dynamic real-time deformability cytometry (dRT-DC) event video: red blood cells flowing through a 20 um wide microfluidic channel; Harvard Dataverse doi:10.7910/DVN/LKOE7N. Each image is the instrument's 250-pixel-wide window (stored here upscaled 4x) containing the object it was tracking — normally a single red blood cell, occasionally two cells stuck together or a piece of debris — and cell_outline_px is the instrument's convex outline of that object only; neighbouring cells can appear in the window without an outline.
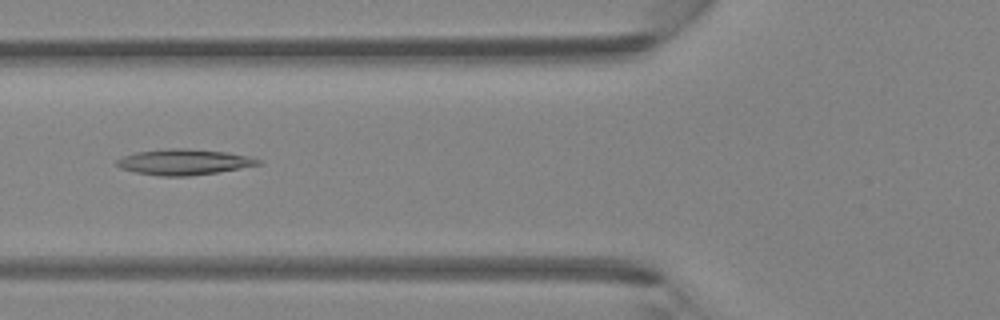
{"species": "Egyptian fruit bat (a non-hibernating species)", "species_latin": "Rousettus aegyptiacus", "temperature_condition": "room temperature", "stored_images_in_passage": 32, "camera_frame_rate_fps": 3000, "um_per_image_px": 0.085, "animal": {"sex": "female"}, "frame": {"image": 1, "passage_image": 4, "time_ms": 1.0, "image_size_px": [1000, 320], "cell_outline_px": [[264, 164], [216, 172], [188, 176], [160, 176], [132, 172], [120, 168], [112, 164], [116, 160], [124, 156], [136, 152], [168, 148], [188, 148], [224, 152], [248, 156], [264, 160]], "centroid_in_image_um": [15.61, 13.77], "position_along_channel_um": 110.2, "area_um2": 21.39}}
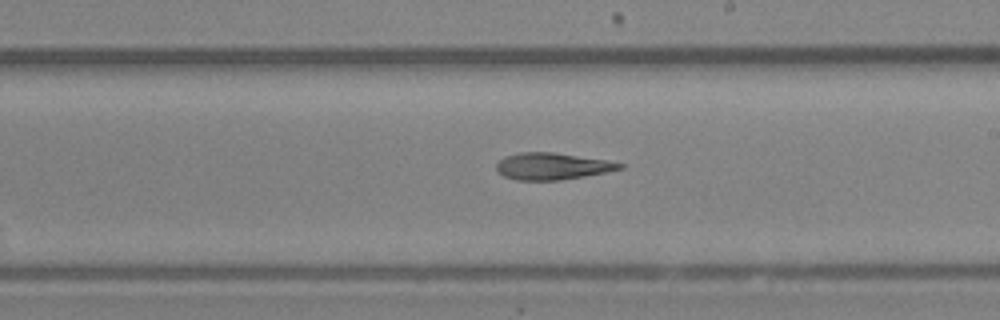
{"frame": {"image": 2, "passage_image": 13, "time_ms": 4.0, "image_size_px": [1000, 320], "cell_outline_px": [[624, 168], [584, 176], [560, 180], [516, 180], [504, 176], [496, 172], [496, 164], [504, 156], [520, 152], [552, 152], [604, 160], [624, 164]], "centroid_in_image_um": [46.87, 14.13], "position_along_channel_um": 242.1, "area_um2": 19.07}}
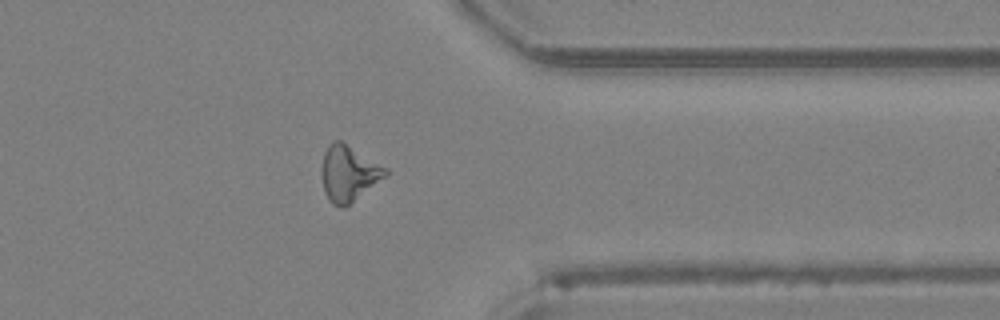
{"frame": {"image": 3, "passage_image": 23, "time_ms": 7.333, "image_size_px": [1000, 320], "cell_outline_px": [[388, 176], [344, 208], [332, 204], [328, 200], [324, 192], [320, 172], [324, 152], [328, 144], [332, 140], [340, 140], [388, 168]], "centroid_in_image_um": [29.62, 14.74], "position_along_channel_um": 381.8, "area_um2": 21.1}}